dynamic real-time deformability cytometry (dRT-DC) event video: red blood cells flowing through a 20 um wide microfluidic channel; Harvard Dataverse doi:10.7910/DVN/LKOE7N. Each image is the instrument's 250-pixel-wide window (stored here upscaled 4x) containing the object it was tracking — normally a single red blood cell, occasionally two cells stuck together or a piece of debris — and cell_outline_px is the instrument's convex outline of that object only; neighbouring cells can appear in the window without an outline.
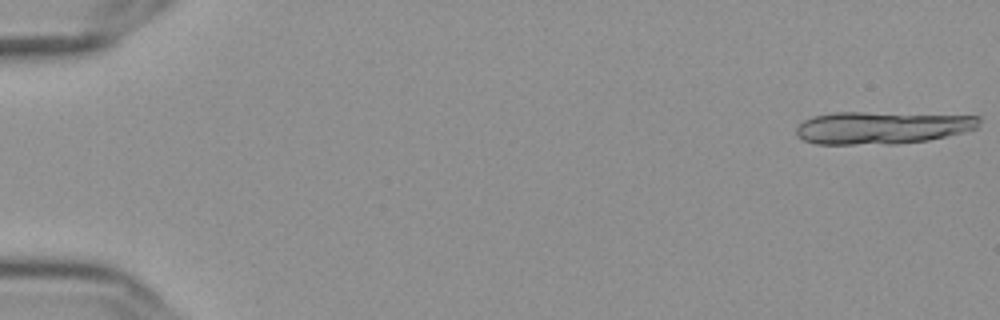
{"species": "Egyptian fruit bat (a non-hibernating species)", "species_latin": "Rousettus aegyptiacus", "temperature_condition": "cold", "stored_images_in_passage": 14, "camera_frame_rate_fps": 3000, "um_per_image_px": 0.085, "frame": {"image": 1, "passage_image": 1, "time_ms": 0.0, "image_size_px": [1000, 320], "cell_outline_px": [[980, 120], [976, 128], [964, 132], [928, 140], [896, 144], [816, 144], [804, 140], [796, 136], [796, 128], [804, 120], [812, 116], [832, 112], [864, 112], [980, 116]], "centroid_in_image_um": [74.92, 10.85], "position_along_channel_um": 10.1, "area_um2": 34.68}}